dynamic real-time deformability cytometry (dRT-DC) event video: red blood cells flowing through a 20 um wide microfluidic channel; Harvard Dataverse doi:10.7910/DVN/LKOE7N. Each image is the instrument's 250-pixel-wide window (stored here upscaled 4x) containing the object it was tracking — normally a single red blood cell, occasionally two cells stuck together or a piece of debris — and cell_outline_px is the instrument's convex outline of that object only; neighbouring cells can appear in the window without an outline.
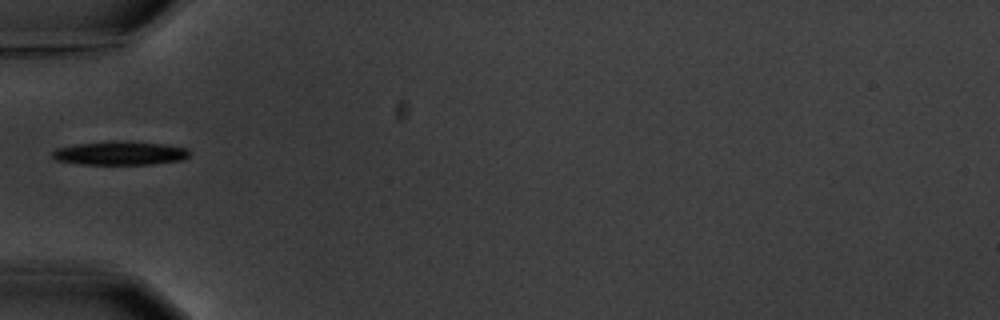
{"species": "common noctule bat (a hibernating species)", "species_latin": "Nyctalus noctula", "temperature_condition": "warm", "stored_images_in_passage": 4, "camera_frame_rate_fps": 3000, "um_per_image_px": 0.085, "animal": {"sex": "male", "body_mass_g": 20.1, "forearm_length_mm": 53.5}, "frame": {"image": 1, "passage_image": 1, "time_ms": 0.0, "image_size_px": [1000, 320], "cell_outline_px": [[188, 156], [180, 160], [152, 164], [80, 164], [56, 160], [52, 156], [52, 152], [56, 148], [76, 144], [112, 140], [164, 144], [188, 148]], "centroid_in_image_um": [10.16, 13.01], "position_along_channel_um": 74.8, "area_um2": 18.84}}